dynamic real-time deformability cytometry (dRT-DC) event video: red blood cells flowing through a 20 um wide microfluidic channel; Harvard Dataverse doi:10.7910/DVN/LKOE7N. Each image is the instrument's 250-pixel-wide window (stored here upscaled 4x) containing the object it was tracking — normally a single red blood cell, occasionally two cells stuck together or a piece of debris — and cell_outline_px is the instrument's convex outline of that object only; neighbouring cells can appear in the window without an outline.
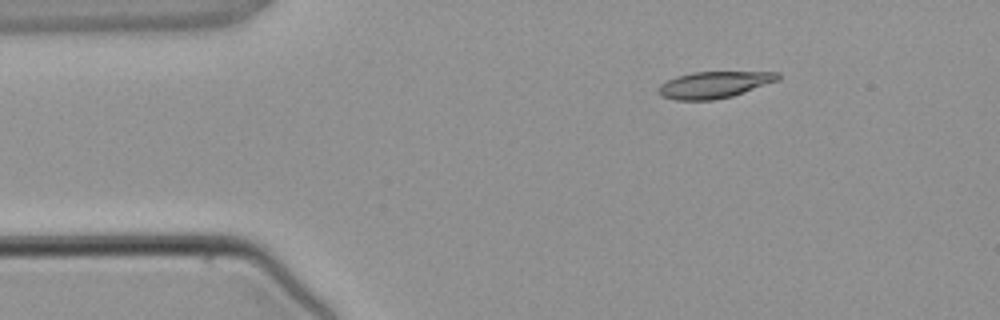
{"species": "common noctule bat (a hibernating species)", "species_latin": "Nyctalus noctula", "temperature_condition": "warm", "stored_images_in_passage": 3, "segment_of_instrument_passage": [2, 2], "camera_frame_rate_fps": 3000, "um_per_image_px": 0.085, "animal": {"sex": "male", "body_mass_g": 21.5, "forearm_length_mm": 52.0}, "frame": {"image": 1, "passage_image": 3, "time_ms": 3.0, "image_size_px": [1000, 320], "cell_outline_px": [[780, 80], [732, 96], [712, 100], [676, 100], [660, 96], [656, 92], [656, 88], [660, 84], [676, 76], [692, 72], [780, 72]], "centroid_in_image_um": [60.67, 7.2], "position_along_channel_um": 24.3, "area_um2": 18.67}}